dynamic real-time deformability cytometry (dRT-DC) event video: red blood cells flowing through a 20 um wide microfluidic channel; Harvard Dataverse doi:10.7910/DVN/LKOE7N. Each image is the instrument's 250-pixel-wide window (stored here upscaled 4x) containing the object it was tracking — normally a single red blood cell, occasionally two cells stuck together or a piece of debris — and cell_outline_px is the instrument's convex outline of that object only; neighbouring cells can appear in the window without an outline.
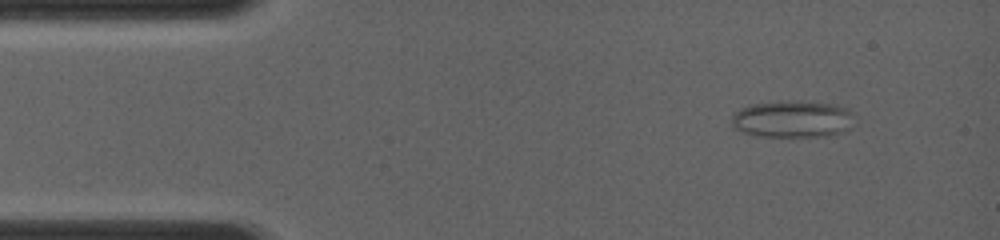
{"species": "common noctule bat (a hibernating species)", "species_latin": "Nyctalus noctula", "temperature_condition": "room temperature", "stored_images_in_passage": 9, "camera_frame_rate_fps": 4000, "um_per_image_px": 0.085, "animal": {"sex": "female", "body_mass_g": 19.0, "forearm_length_mm": 56.7}, "frame": {"image": 1, "passage_image": 3, "time_ms": 1.0, "image_size_px": [1000, 240], "cell_outline_px": [[852, 128], [844, 132], [832, 136], [760, 136], [744, 132], [732, 128], [732, 116], [740, 108], [752, 104], [780, 100], [796, 100], [836, 104], [848, 108], [852, 112]], "centroid_in_image_um": [67.4, 10.11], "position_along_channel_um": 17.6, "area_um2": 26.93}}
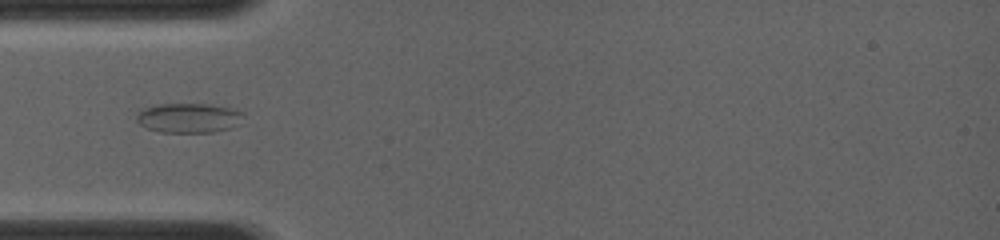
{"frame": {"image": 2, "passage_image": 7, "time_ms": 3.75, "image_size_px": [1000, 240], "cell_outline_px": [[244, 112], [240, 124], [232, 128], [212, 132], [160, 132], [148, 128], [140, 124], [136, 120], [136, 116], [144, 108], [156, 104], [208, 104], [228, 108]], "centroid_in_image_um": [16.05, 10.03], "position_along_channel_um": 68.9, "area_um2": 18.38}}
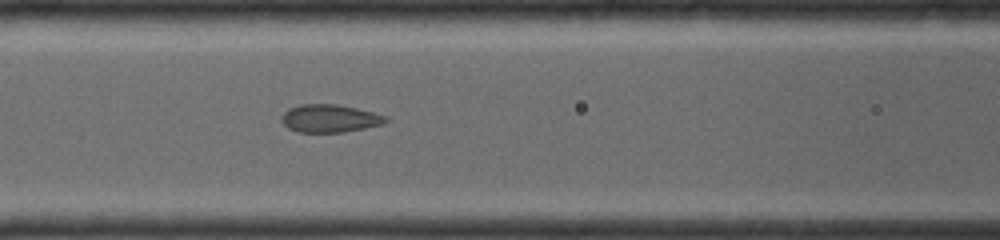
{"frame": {"image": 3, "passage_image": 9, "time_ms": 5.25, "image_size_px": [1000, 240], "cell_outline_px": [[388, 120], [384, 124], [344, 132], [300, 132], [288, 128], [280, 120], [280, 116], [288, 108], [300, 104], [336, 104], [356, 108], [388, 116]], "centroid_in_image_um": [28.01, 10.06], "position_along_channel_um": 138.6, "area_um2": 16.99}}